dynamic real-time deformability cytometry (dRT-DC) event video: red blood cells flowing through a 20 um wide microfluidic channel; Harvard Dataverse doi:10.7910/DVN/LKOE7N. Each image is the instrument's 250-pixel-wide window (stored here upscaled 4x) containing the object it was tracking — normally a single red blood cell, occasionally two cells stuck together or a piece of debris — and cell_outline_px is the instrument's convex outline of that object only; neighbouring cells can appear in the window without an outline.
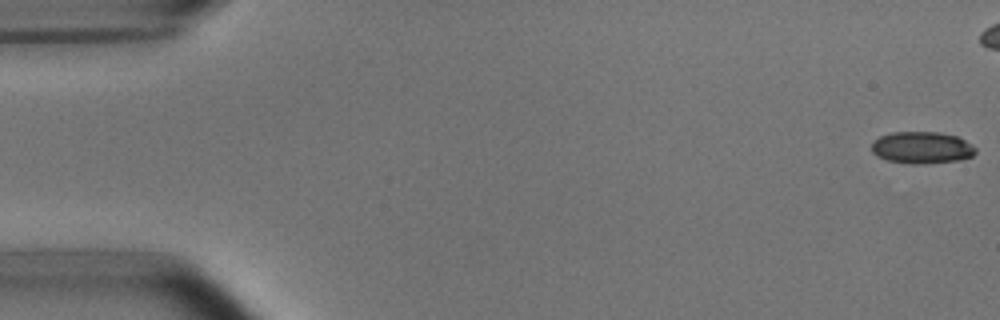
{"species": "common noctule bat (a hibernating species)", "species_latin": "Nyctalus noctula", "temperature_condition": "room temperature", "stored_images_in_passage": 43, "camera_frame_rate_fps": 3000, "um_per_image_px": 0.085, "animal": {"sex": "male", "body_mass_g": 15.6}, "frame": {"image": 1, "passage_image": 1, "time_ms": 0.0, "image_size_px": [1000, 320], "cell_outline_px": [[976, 152], [972, 156], [960, 160], [916, 164], [912, 164], [888, 160], [872, 152], [872, 144], [880, 136], [892, 132], [940, 132], [956, 136], [972, 144], [976, 148]], "centroid_in_image_um": [78.39, 12.54], "position_along_channel_um": 6.6, "area_um2": 19.13}}
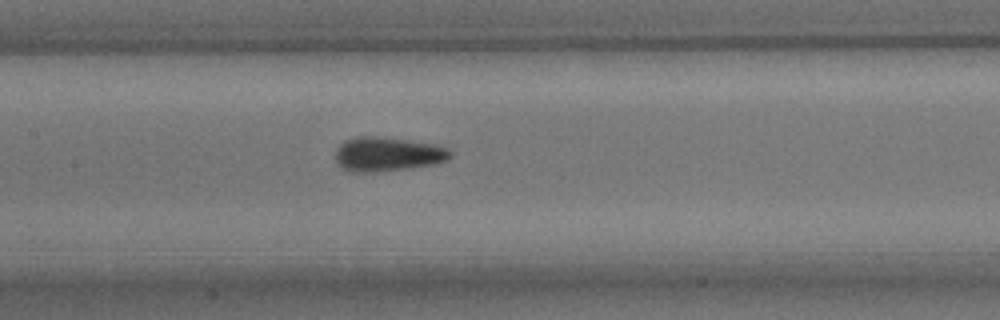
{"frame": {"image": 2, "passage_image": 25, "time_ms": 8.0, "image_size_px": [1000, 320], "cell_outline_px": [[452, 156], [448, 160], [436, 164], [408, 168], [372, 172], [348, 172], [340, 168], [336, 164], [336, 152], [340, 144], [344, 140], [360, 136], [372, 136], [436, 144], [448, 148], [452, 152]], "centroid_in_image_um": [32.94, 13.12], "position_along_channel_um": 174.5, "area_um2": 23.0}}
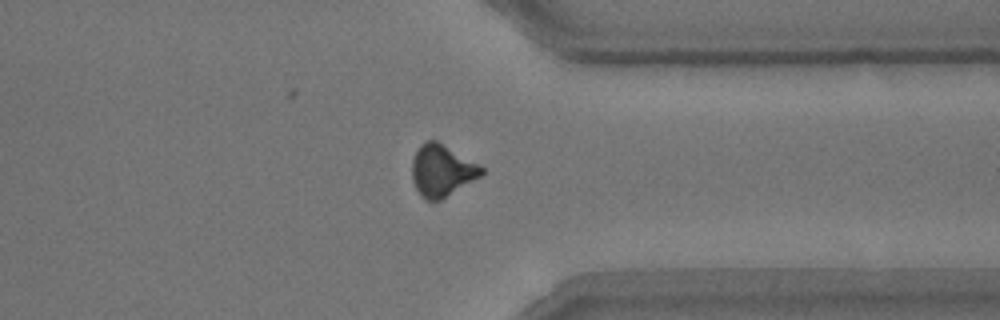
{"frame": {"image": 3, "passage_image": 41, "time_ms": 13.333, "image_size_px": [1000, 320], "cell_outline_px": [[484, 172], [480, 176], [440, 200], [424, 200], [420, 196], [412, 180], [412, 160], [420, 144], [428, 140], [436, 140], [480, 164], [484, 168]], "centroid_in_image_um": [37.54, 14.49], "position_along_channel_um": 373.9, "area_um2": 20.87}}